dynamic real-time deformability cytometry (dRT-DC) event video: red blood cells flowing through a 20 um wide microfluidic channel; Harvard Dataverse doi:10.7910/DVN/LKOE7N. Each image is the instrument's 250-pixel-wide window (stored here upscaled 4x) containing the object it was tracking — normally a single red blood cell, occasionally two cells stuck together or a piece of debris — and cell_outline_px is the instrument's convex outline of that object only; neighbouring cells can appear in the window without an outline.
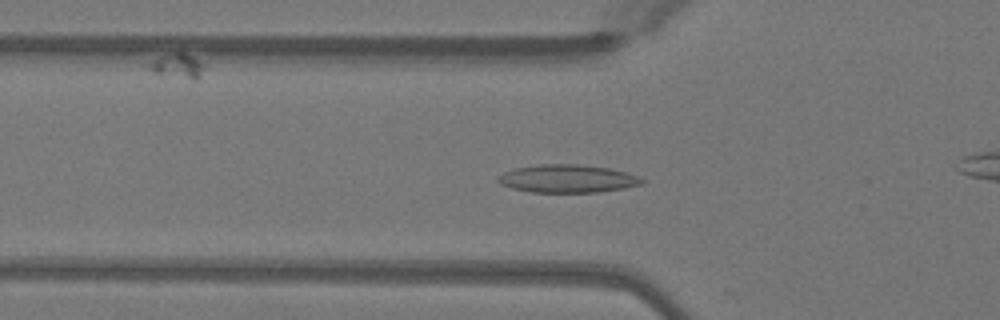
{"species": "Egyptian fruit bat (a non-hibernating species)", "species_latin": "Rousettus aegyptiacus", "temperature_condition": "warm", "stored_images_in_passage": 40, "camera_frame_rate_fps": 3000, "um_per_image_px": 0.085, "animal": {"sex": "female"}, "frame": {"image": 1, "passage_image": 6, "time_ms": 1.667, "image_size_px": [1000, 320], "cell_outline_px": [[644, 184], [624, 188], [596, 192], [532, 192], [512, 188], [500, 184], [496, 180], [504, 172], [512, 168], [540, 164], [580, 164], [612, 168], [628, 172], [640, 176], [644, 180]], "centroid_in_image_um": [48.27, 15.17], "position_along_channel_um": 77.5, "area_um2": 23.7}}
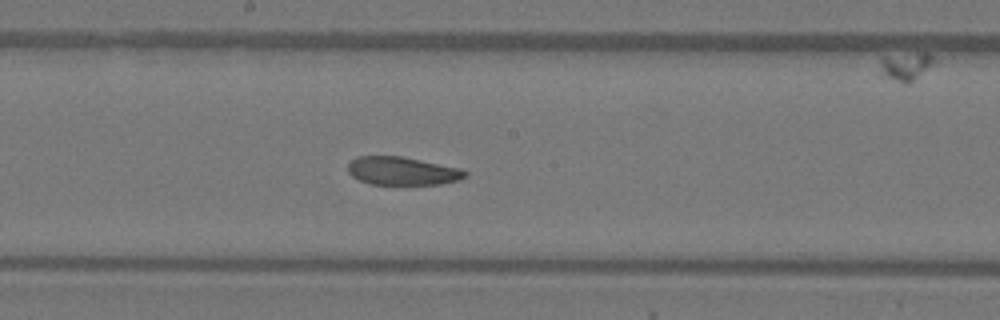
{"frame": {"image": 2, "passage_image": 16, "time_ms": 5.0, "image_size_px": [1000, 320], "cell_outline_px": [[468, 176], [460, 180], [440, 184], [372, 184], [360, 180], [352, 176], [348, 172], [348, 164], [356, 156], [400, 156], [460, 168], [468, 172]], "centroid_in_image_um": [34.21, 14.53], "position_along_channel_um": 214.0, "area_um2": 19.19}}
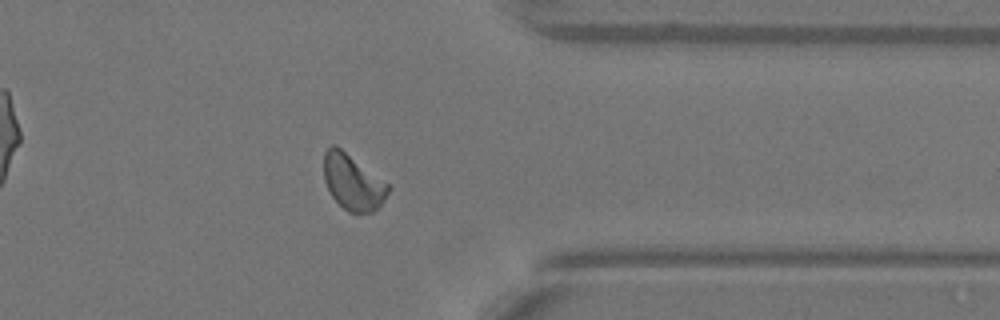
{"frame": {"image": 3, "passage_image": 29, "time_ms": 9.333, "image_size_px": [1000, 320], "cell_outline_px": [[392, 188], [384, 200], [372, 212], [356, 216], [348, 212], [332, 196], [324, 180], [324, 152], [332, 144], [336, 144], [388, 184]], "centroid_in_image_um": [29.99, 15.51], "position_along_channel_um": 381.4, "area_um2": 20.92}, "authors_computed_cell_mechanics": {"area_um2": 20.519, "velocity_mm_per_s": 4.0681, "shape_relaxation_time_tau1_ms": 5.0946, "shape_relaxation_time_tau2_ms": 5.8279, "deformation_change_tau1": 0.1268, "deformation_change_tau2": 0.1182}}